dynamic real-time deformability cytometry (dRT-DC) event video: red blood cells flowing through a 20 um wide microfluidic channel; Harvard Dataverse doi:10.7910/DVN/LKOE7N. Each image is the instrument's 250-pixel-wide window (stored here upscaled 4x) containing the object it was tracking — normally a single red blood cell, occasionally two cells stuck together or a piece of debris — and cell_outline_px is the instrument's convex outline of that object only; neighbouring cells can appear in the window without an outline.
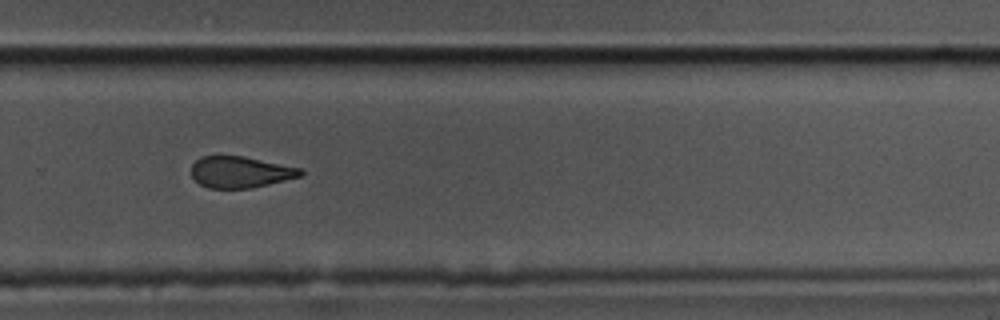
{"species": "common noctule bat (a hibernating species)", "species_latin": "Nyctalus noctula", "temperature_condition": "cold", "stored_images_in_passage": 12, "camera_frame_rate_fps": 3000, "um_per_image_px": 0.085, "animal": {"sex": "male", "body_mass_g": 17.5, "forearm_length_mm": 52.3}, "frame": {"image": 1, "passage_image": 9, "time_ms": 2.667, "image_size_px": [1000, 320], "cell_outline_px": [[304, 172], [300, 176], [252, 188], [208, 188], [200, 184], [192, 176], [192, 164], [200, 156], [244, 156], [300, 168]], "centroid_in_image_um": [20.4, 14.62], "position_along_channel_um": 309.4, "area_um2": 19.77}}
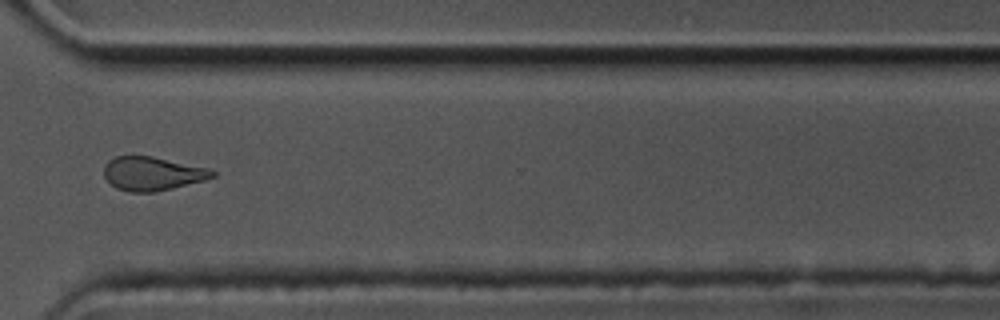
{"frame": {"image": 2, "passage_image": 10, "time_ms": 3.0, "image_size_px": [1000, 320], "cell_outline_px": [[216, 176], [204, 180], [172, 188], [152, 192], [128, 192], [116, 188], [104, 176], [104, 164], [108, 160], [116, 156], [152, 156], [208, 168], [216, 172]], "centroid_in_image_um": [12.93, 14.75], "position_along_channel_um": 357.7, "area_um2": 21.21}}